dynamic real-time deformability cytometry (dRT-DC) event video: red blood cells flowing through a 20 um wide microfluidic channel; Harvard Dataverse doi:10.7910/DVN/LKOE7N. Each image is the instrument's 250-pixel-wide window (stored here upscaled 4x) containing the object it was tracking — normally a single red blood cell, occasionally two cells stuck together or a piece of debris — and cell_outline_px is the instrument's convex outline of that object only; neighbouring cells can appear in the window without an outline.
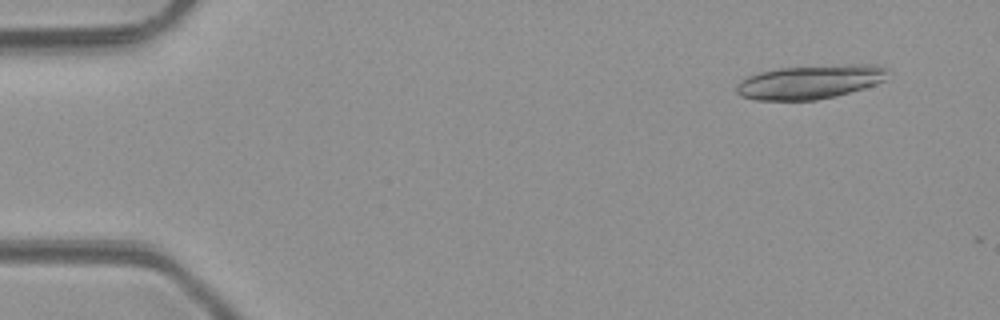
{"species": "common noctule bat (a hibernating species)", "species_latin": "Nyctalus noctula", "temperature_condition": "room temperature", "stored_images_in_passage": 3, "camera_frame_rate_fps": 3000, "um_per_image_px": 0.085, "animal": {"sex": "male", "body_mass_g": 23.1, "forearm_length_mm": 52.7}, "frame": {"image": 1, "passage_image": 1, "time_ms": 0.0, "image_size_px": [1000, 320], "cell_outline_px": [[892, 72], [884, 80], [876, 84], [836, 96], [816, 100], [756, 100], [740, 96], [736, 92], [736, 84], [740, 80], [748, 76], [760, 72], [780, 68], [844, 64], [880, 64], [888, 68]], "centroid_in_image_um": [68.9, 6.95], "position_along_channel_um": 16.1, "area_um2": 30.29}}